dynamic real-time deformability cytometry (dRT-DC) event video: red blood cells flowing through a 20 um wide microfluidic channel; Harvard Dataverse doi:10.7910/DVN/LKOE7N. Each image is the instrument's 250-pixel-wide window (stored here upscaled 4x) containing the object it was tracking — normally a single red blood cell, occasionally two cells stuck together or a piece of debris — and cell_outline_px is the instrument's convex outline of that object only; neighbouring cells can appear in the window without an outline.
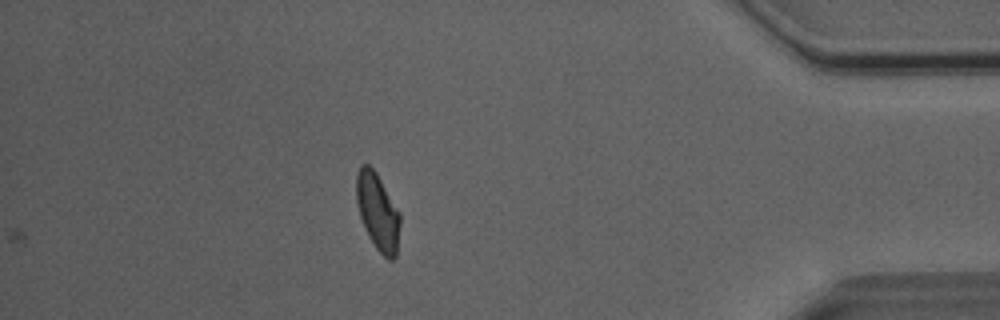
{"species": "Egyptian fruit bat (a non-hibernating species)", "species_latin": "Rousettus aegyptiacus", "temperature_condition": "room temperature", "stored_images_in_passage": 44, "camera_frame_rate_fps": 3000, "um_per_image_px": 0.085, "animal": {"sex": "male"}, "frame": {"image": 1, "passage_image": 44, "time_ms": 14.333, "image_size_px": [1000, 320], "cell_outline_px": [[400, 224], [396, 256], [392, 260], [388, 260], [376, 248], [368, 236], [360, 216], [356, 200], [356, 172], [360, 164], [368, 164], [376, 172], [400, 212]], "centroid_in_image_um": [32.1, 17.98], "position_along_channel_um": 403.1, "area_um2": 19.65}, "authors_computed_cell_mechanics": {"area_um2": 20.2589, "velocity_mm_per_s": 4.0429, "shape_relaxation_time_tau1_ms": 3.8444, "shape_relaxation_time_tau2_ms": 1.8575, "deformation_change_tau1": 0.1235, "deformation_change_tau2": 0.0804}}